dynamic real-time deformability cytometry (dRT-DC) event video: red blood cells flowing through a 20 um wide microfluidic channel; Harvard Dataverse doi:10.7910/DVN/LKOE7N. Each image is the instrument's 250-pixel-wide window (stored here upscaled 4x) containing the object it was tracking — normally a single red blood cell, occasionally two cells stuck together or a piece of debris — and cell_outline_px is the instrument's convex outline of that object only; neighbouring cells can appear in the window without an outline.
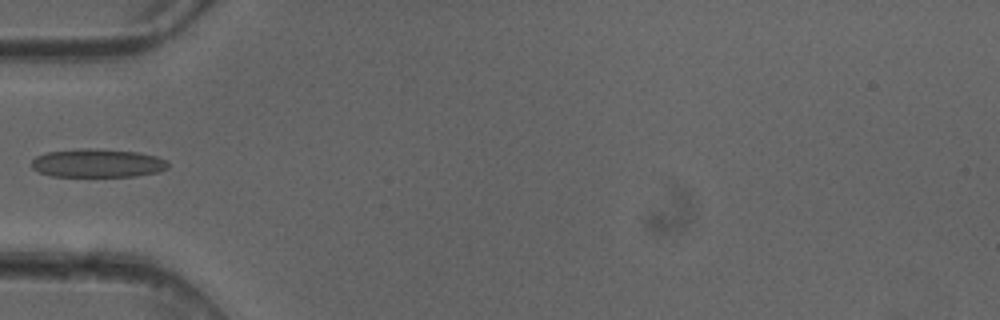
{"species": "common noctule bat (a hibernating species)", "species_latin": "Nyctalus noctula", "temperature_condition": "cold", "stored_images_in_passage": 3, "camera_frame_rate_fps": 3000, "um_per_image_px": 0.085, "animal": {"sex": "female"}, "frame": {"image": 1, "passage_image": 3, "time_ms": 0.667, "image_size_px": [1000, 320], "cell_outline_px": [[168, 168], [160, 172], [136, 176], [52, 176], [40, 172], [32, 168], [32, 160], [36, 156], [48, 152], [80, 148], [96, 148], [140, 152], [156, 156], [168, 160]], "centroid_in_image_um": [8.34, 13.86], "position_along_channel_um": 76.7, "area_um2": 22.83}}